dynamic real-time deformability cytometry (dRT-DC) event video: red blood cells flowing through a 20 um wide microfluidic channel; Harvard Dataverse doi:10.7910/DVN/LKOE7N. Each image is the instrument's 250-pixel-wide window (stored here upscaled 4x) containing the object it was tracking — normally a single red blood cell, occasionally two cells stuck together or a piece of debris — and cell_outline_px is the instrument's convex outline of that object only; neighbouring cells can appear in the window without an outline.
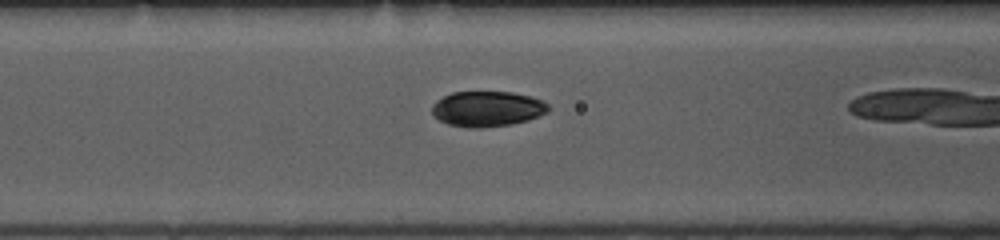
{"species": "common noctule bat (a hibernating species)", "species_latin": "Nyctalus noctula", "temperature_condition": "room temperature", "stored_images_in_passage": 21, "camera_frame_rate_fps": 3000, "um_per_image_px": 0.085, "animal": {"sex": "female", "body_mass_g": 10.0, "forearm_length_mm": 53.1}, "frame": {"image": 1, "passage_image": 16, "time_ms": 5.0, "image_size_px": [1000, 240], "cell_outline_px": [[548, 112], [528, 120], [512, 124], [480, 128], [468, 128], [448, 124], [440, 120], [432, 112], [432, 104], [436, 100], [452, 92], [512, 92], [528, 96], [540, 100], [548, 104]], "centroid_in_image_um": [41.4, 9.25], "position_along_channel_um": 125.2, "area_um2": 23.87}}
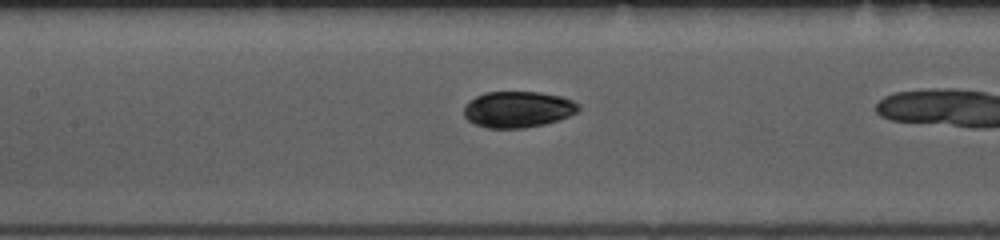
{"frame": {"image": 2, "passage_image": 19, "time_ms": 6.0, "image_size_px": [1000, 240], "cell_outline_px": [[580, 108], [576, 112], [568, 116], [544, 124], [524, 128], [488, 128], [476, 124], [468, 120], [464, 116], [464, 104], [468, 100], [484, 92], [540, 92], [560, 96], [572, 100], [580, 104]], "centroid_in_image_um": [43.99, 9.29], "position_along_channel_um": 163.4, "area_um2": 24.22}}